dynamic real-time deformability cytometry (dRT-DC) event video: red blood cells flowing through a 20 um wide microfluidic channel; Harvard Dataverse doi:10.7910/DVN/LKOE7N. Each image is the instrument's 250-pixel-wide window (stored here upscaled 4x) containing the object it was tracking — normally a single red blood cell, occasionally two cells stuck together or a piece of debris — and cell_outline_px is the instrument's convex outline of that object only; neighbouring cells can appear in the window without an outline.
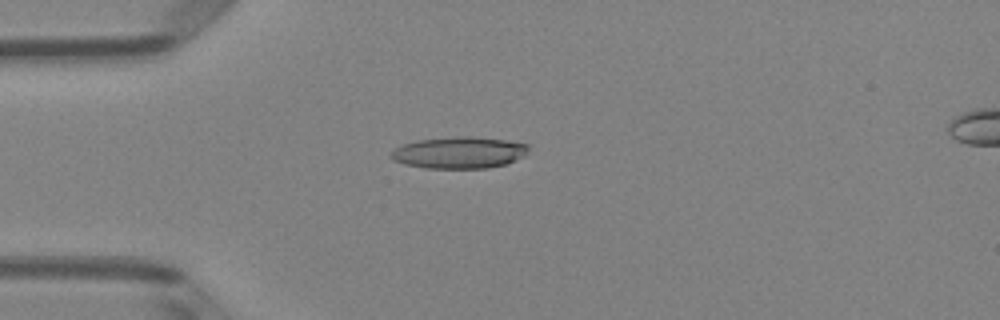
{"species": "Egyptian fruit bat (a non-hibernating species)", "species_latin": "Rousettus aegyptiacus", "temperature_condition": "room temperature", "stored_images_in_passage": 49, "camera_frame_rate_fps": 3000, "um_per_image_px": 0.085, "animal": {"sex": "female"}, "frame": {"image": 1, "passage_image": 12, "time_ms": 3.667, "image_size_px": [1000, 320], "cell_outline_px": [[528, 148], [524, 156], [504, 164], [488, 168], [424, 168], [404, 164], [392, 160], [388, 156], [396, 148], [404, 144], [420, 140], [460, 136], [472, 136], [504, 140], [528, 144]], "centroid_in_image_um": [39.0, 12.98], "position_along_channel_um": 46.0, "area_um2": 25.14}}
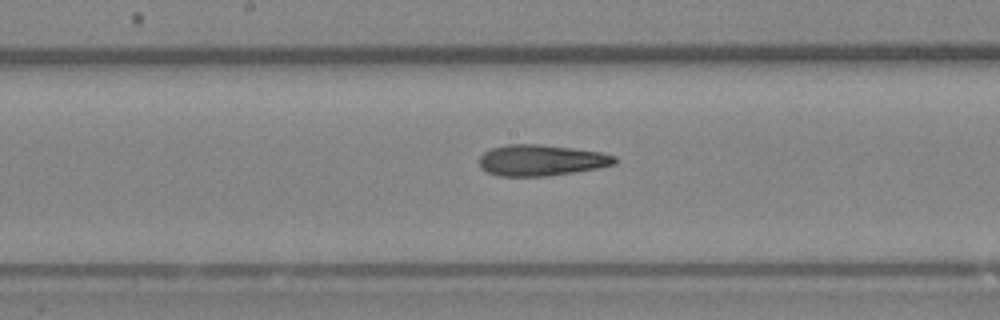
{"frame": {"image": 2, "passage_image": 25, "time_ms": 8.0, "image_size_px": [1000, 320], "cell_outline_px": [[616, 164], [596, 168], [572, 172], [544, 176], [496, 176], [480, 168], [480, 156], [484, 152], [492, 148], [508, 144], [536, 144], [572, 148], [600, 152], [616, 156]], "centroid_in_image_um": [45.98, 13.62], "position_along_channel_um": 202.2, "area_um2": 24.33}}
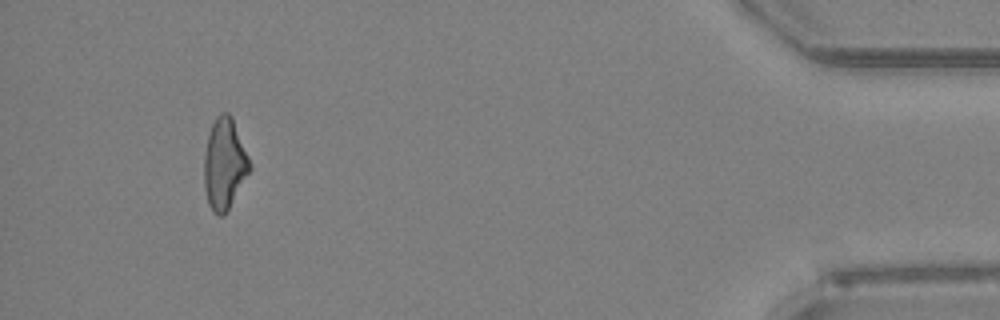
{"frame": {"image": 3, "passage_image": 46, "time_ms": 15.0, "image_size_px": [1000, 320], "cell_outline_px": [[252, 168], [228, 212], [224, 216], [220, 216], [212, 212], [208, 204], [204, 188], [204, 156], [208, 136], [212, 124], [216, 116], [220, 112], [228, 112], [232, 116], [252, 164]], "centroid_in_image_um": [19.09, 13.96], "position_along_channel_um": 416.1, "area_um2": 24.68}, "authors_computed_cell_mechanics": {"area_um2": 24.565, "velocity_mm_per_s": 4.0125, "shape_relaxation_time_tau1_ms": 7.9817, "shape_relaxation_time_tau2_ms": 3.9918, "deformation_change_tau1": 0.207, "deformation_change_tau2": 0.1494}}